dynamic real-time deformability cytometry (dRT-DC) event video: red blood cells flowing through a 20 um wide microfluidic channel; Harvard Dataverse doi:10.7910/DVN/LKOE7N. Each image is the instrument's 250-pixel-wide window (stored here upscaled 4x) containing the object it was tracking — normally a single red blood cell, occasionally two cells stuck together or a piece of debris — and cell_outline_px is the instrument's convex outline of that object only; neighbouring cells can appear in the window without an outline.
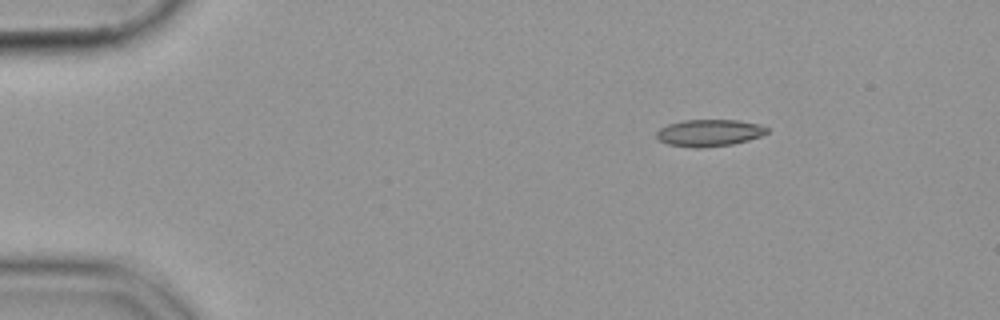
{"species": "common noctule bat (a hibernating species)", "species_latin": "Nyctalus noctula", "temperature_condition": "cold", "stored_images_in_passage": 48, "camera_frame_rate_fps": 3000, "um_per_image_px": 0.085, "animal": {"sex": "female", "body_mass_g": 19.9}, "frame": {"image": 1, "passage_image": 1, "time_ms": 0.0, "image_size_px": [1000, 320], "cell_outline_px": [[768, 132], [760, 136], [748, 140], [732, 144], [700, 148], [696, 148], [668, 144], [660, 140], [656, 136], [656, 132], [660, 128], [668, 124], [680, 120], [736, 120], [760, 124], [768, 128]], "centroid_in_image_um": [60.28, 11.28], "position_along_channel_um": 24.7, "area_um2": 17.28}}
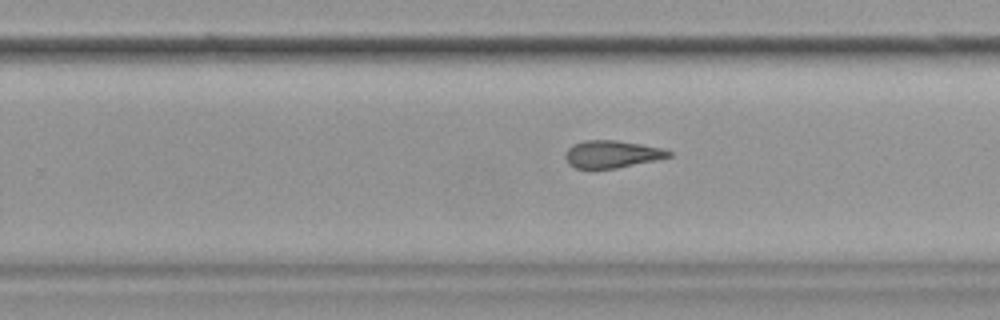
{"frame": {"image": 2, "passage_image": 28, "time_ms": 9.0, "image_size_px": [1000, 320], "cell_outline_px": [[672, 156], [656, 160], [616, 168], [576, 168], [568, 164], [564, 156], [564, 152], [572, 144], [584, 140], [616, 140], [664, 148], [672, 152]], "centroid_in_image_um": [51.99, 13.09], "position_along_channel_um": 277.8, "area_um2": 16.59}}
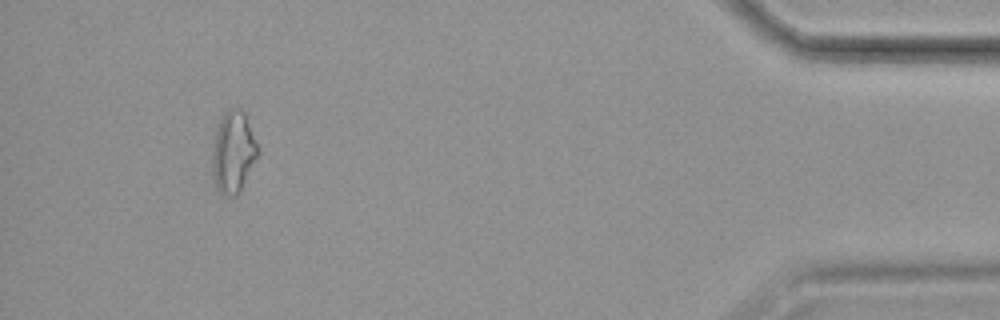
{"frame": {"image": 3, "passage_image": 44, "time_ms": 14.333, "image_size_px": [1000, 320], "cell_outline_px": [[260, 156], [240, 192], [236, 196], [224, 196], [216, 188], [212, 180], [212, 148], [216, 128], [224, 112], [228, 108], [240, 108], [244, 112], [260, 152]], "centroid_in_image_um": [19.83, 12.97], "position_along_channel_um": 415.4, "area_um2": 22.25}}